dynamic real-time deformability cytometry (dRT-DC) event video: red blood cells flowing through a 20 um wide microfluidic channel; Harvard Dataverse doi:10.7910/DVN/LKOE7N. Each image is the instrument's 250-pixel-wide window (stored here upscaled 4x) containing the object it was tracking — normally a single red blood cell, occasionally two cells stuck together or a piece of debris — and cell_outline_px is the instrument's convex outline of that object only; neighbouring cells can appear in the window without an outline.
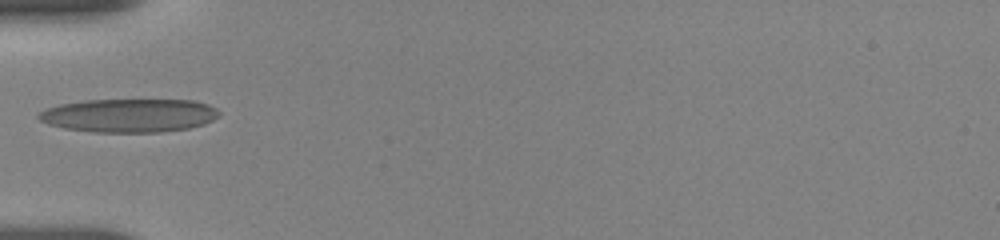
{"species": "human", "species_latin": "Homo sapiens", "temperature_condition": "room temperature", "stored_images_in_passage": 29, "camera_frame_rate_fps": 3000, "um_per_image_px": 0.085, "donor": {"sex": "female"}, "frame": {"image": 1, "passage_image": 1, "time_ms": 0.0, "image_size_px": [1000, 240], "cell_outline_px": [[220, 116], [204, 124], [188, 128], [160, 132], [92, 132], [64, 128], [48, 124], [40, 120], [36, 116], [40, 112], [48, 108], [60, 104], [84, 100], [192, 100], [208, 104], [216, 108], [220, 112]], "centroid_in_image_um": [10.99, 9.81], "position_along_channel_um": 74.0, "area_um2": 35.26}}
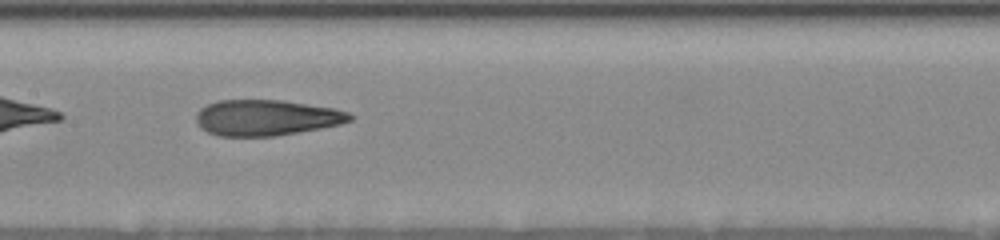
{"frame": {"image": 2, "passage_image": 10, "time_ms": 3.0, "image_size_px": [1000, 240], "cell_outline_px": [[352, 120], [340, 124], [320, 128], [272, 136], [220, 136], [208, 132], [200, 128], [196, 120], [196, 112], [200, 108], [208, 104], [220, 100], [284, 100], [332, 108], [348, 112], [352, 116]], "centroid_in_image_um": [22.6, 10.0], "position_along_channel_um": 184.8, "area_um2": 31.91}}
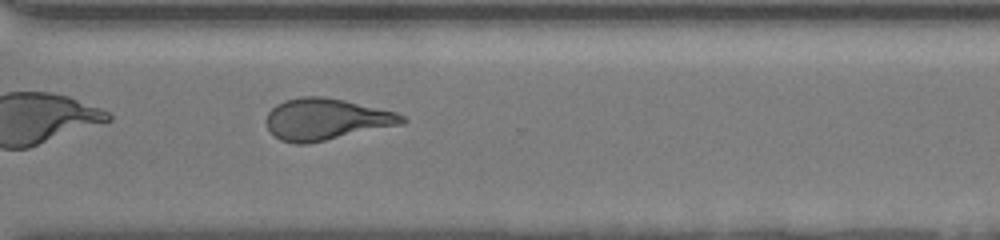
{"frame": {"image": 3, "passage_image": 23, "time_ms": 7.333, "image_size_px": [1000, 240], "cell_outline_px": [[408, 120], [404, 124], [308, 144], [296, 144], [280, 140], [268, 128], [268, 112], [276, 104], [284, 100], [300, 96], [324, 96], [344, 100], [396, 112], [404, 116]], "centroid_in_image_um": [27.75, 10.13], "position_along_channel_um": 342.9, "area_um2": 32.89}, "authors_computed_cell_mechanics": {"area_um2": 32.657, "velocity_mm_per_s": 3.6632, "shape_relaxation_time_tau1_ms": null, "shape_relaxation_time_tau2_ms": 2.1193, "deformation_change_tau1": null, "deformation_change_tau2": 0.12}}